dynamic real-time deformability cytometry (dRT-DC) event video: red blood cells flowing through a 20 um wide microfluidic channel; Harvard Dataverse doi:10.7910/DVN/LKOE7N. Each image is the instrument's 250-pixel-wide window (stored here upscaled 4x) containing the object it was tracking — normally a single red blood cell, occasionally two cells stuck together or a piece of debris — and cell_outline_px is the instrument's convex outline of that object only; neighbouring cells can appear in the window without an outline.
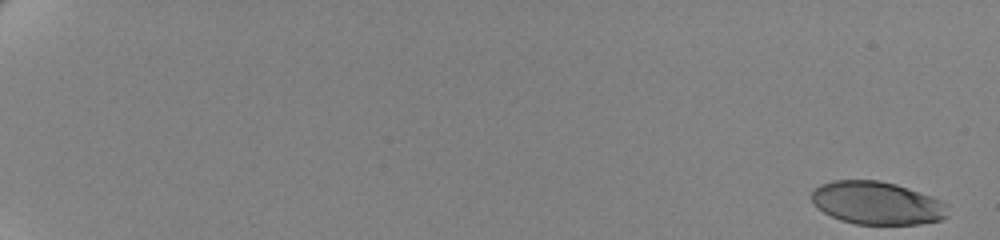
{"species": "human", "species_latin": "Homo sapiens", "temperature_condition": "cold", "stored_images_in_passage": 61, "camera_frame_rate_fps": 3000, "um_per_image_px": 0.085, "donor": {"sex": "female"}, "frame": {"image": 1, "passage_image": 1, "time_ms": 0.0, "image_size_px": [1000, 240], "cell_outline_px": [[948, 216], [940, 220], [920, 224], [856, 224], [840, 220], [816, 208], [812, 204], [812, 192], [820, 184], [832, 180], [880, 180], [896, 184], [908, 188], [940, 200], [948, 204]], "centroid_in_image_um": [74.53, 17.26], "position_along_channel_um": 10.5, "area_um2": 34.22}}
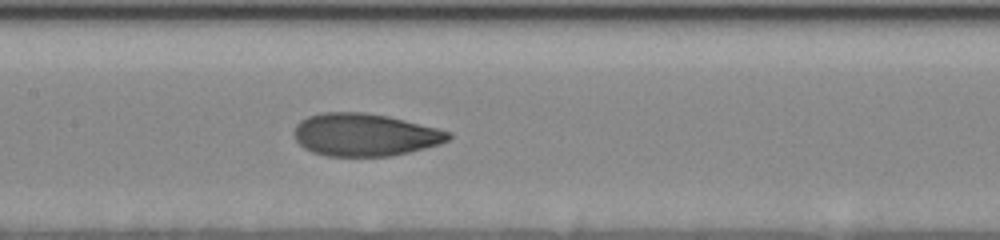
{"frame": {"image": 2, "passage_image": 34, "time_ms": 11.0, "image_size_px": [1000, 240], "cell_outline_px": [[452, 136], [448, 140], [440, 144], [392, 156], [324, 156], [312, 152], [304, 148], [296, 140], [292, 132], [296, 124], [300, 120], [308, 116], [320, 112], [364, 112], [388, 116], [452, 132]], "centroid_in_image_um": [30.97, 11.45], "position_along_channel_um": 176.4, "area_um2": 38.49}}
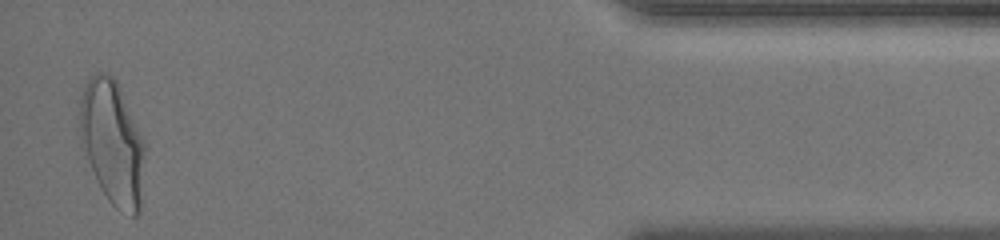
{"frame": {"image": 3, "passage_image": 60, "time_ms": 19.667, "image_size_px": [1000, 240], "cell_outline_px": [[144, 156], [140, 212], [136, 216], [132, 216], [120, 212], [108, 200], [100, 188], [80, 144], [80, 100], [84, 88], [88, 80], [96, 72], [100, 72], [112, 76], [116, 80], [144, 140]], "centroid_in_image_um": [9.55, 12.15], "position_along_channel_um": 425.7, "area_um2": 46.82}, "authors_computed_cell_mechanics": {"area_um2": 38.0324, "velocity_mm_per_s": 3.4828, "shape_relaxation_time_tau1_ms": 4.9263, "shape_relaxation_time_tau2_ms": 1.0759, "deformation_change_tau1": 0.1884, "deformation_change_tau2": 0.0695}}